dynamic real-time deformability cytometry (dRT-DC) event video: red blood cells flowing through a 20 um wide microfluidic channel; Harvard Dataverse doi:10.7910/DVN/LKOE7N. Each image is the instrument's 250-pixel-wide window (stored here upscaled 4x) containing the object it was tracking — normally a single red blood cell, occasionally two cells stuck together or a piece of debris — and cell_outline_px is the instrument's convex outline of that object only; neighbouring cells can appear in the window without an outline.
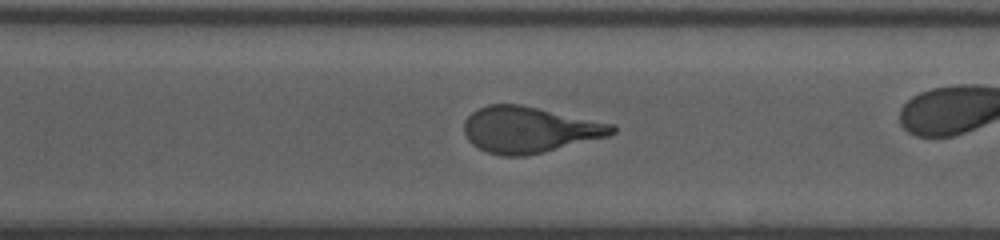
{"species": "human", "species_latin": "Homo sapiens", "temperature_condition": "room temperature", "stored_images_in_passage": 34, "camera_frame_rate_fps": 3000, "um_per_image_px": 0.085, "donor": {"sex": "male"}, "frame": {"image": 1, "passage_image": 29, "time_ms": 9.333, "image_size_px": [1000, 240], "cell_outline_px": [[616, 132], [608, 136], [524, 156], [504, 156], [488, 152], [472, 144], [468, 140], [464, 132], [464, 120], [472, 112], [488, 104], [520, 104], [616, 124]], "centroid_in_image_um": [44.99, 11.01], "position_along_channel_um": 325.6, "area_um2": 39.54}}